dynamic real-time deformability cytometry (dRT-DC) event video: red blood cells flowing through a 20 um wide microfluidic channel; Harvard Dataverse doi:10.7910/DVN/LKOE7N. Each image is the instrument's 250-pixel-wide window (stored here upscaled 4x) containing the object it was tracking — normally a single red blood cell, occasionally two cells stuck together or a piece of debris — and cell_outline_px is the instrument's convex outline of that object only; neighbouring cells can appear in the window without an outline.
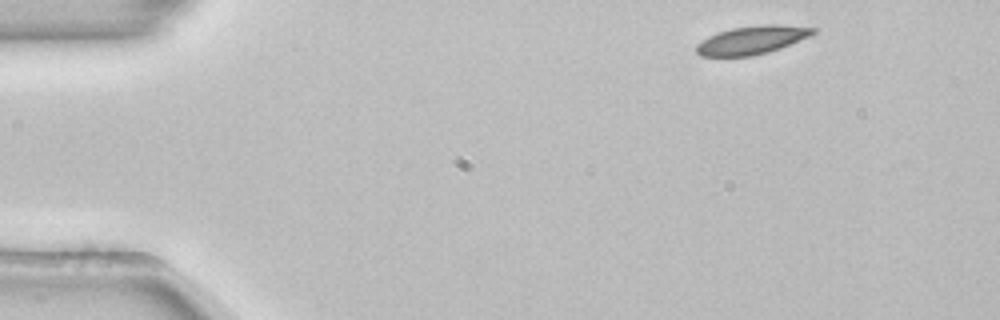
{"species": "common noctule bat (a hibernating species)", "species_latin": "Nyctalus noctula", "temperature_condition": "room temperature", "stored_images_in_passage": 48, "camera_frame_rate_fps": 3000, "um_per_image_px": 0.085, "animal": {"sex": "female", "body_mass_g": 22.7, "forearm_length_mm": 54.2}, "frame": {"image": 1, "passage_image": 1, "time_ms": 0.0, "image_size_px": [1000, 320], "cell_outline_px": [[816, 32], [808, 36], [780, 48], [768, 52], [752, 56], [700, 56], [696, 52], [696, 44], [708, 36], [732, 28], [764, 24], [776, 24], [816, 28]], "centroid_in_image_um": [63.88, 3.4], "position_along_channel_um": 21.1, "area_um2": 19.02}}
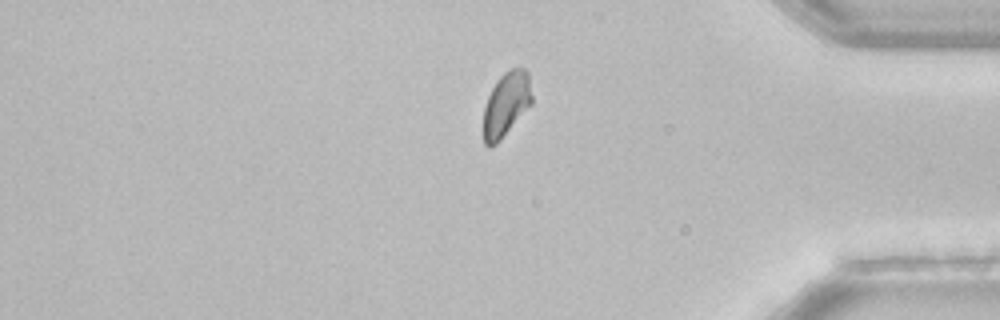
{"frame": {"image": 2, "passage_image": 39, "time_ms": 12.667, "image_size_px": [1000, 320], "cell_outline_px": [[532, 104], [500, 140], [496, 144], [488, 148], [484, 144], [484, 108], [488, 96], [496, 80], [504, 72], [512, 68], [524, 68], [528, 72], [532, 96]], "centroid_in_image_um": [43.03, 8.86], "position_along_channel_um": 392.2, "area_um2": 18.15}}
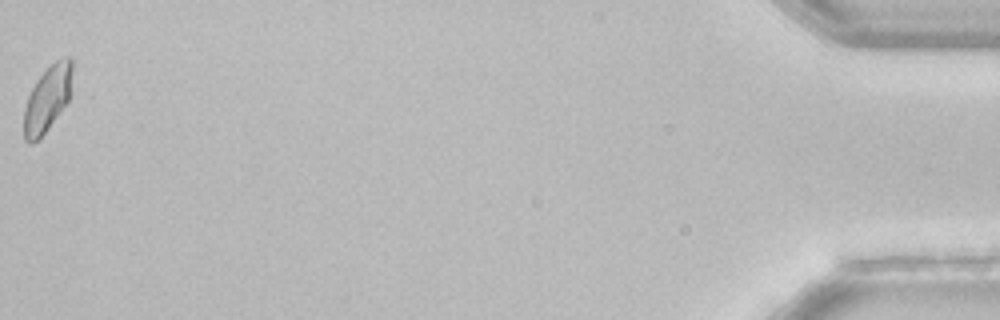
{"frame": {"image": 3, "passage_image": 48, "time_ms": 15.667, "image_size_px": [1000, 320], "cell_outline_px": [[72, 68], [68, 100], [40, 140], [32, 144], [28, 144], [24, 140], [24, 108], [28, 96], [36, 80], [56, 60], [68, 56], [72, 56]], "centroid_in_image_um": [4.0, 8.44], "position_along_channel_um": 431.2, "area_um2": 18.38}, "authors_computed_cell_mechanics": {"area_um2": 19.3052, "velocity_mm_per_s": 3.8484, "shape_relaxation_time_tau1_ms": 4.1597, "shape_relaxation_time_tau2_ms": null, "deformation_change_tau1": 0.1051, "deformation_change_tau2": null}}